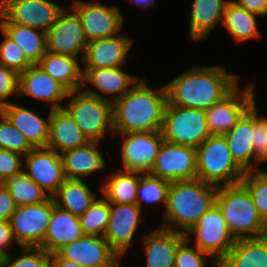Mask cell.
Returning <instances> with one entry per match:
<instances>
[{
    "label": "cell",
    "instance_id": "cell-1",
    "mask_svg": "<svg viewBox=\"0 0 267 267\" xmlns=\"http://www.w3.org/2000/svg\"><path fill=\"white\" fill-rule=\"evenodd\" d=\"M224 66H190L164 84L169 104L206 110L226 96L239 82V75Z\"/></svg>",
    "mask_w": 267,
    "mask_h": 267
},
{
    "label": "cell",
    "instance_id": "cell-2",
    "mask_svg": "<svg viewBox=\"0 0 267 267\" xmlns=\"http://www.w3.org/2000/svg\"><path fill=\"white\" fill-rule=\"evenodd\" d=\"M167 102L165 85L150 88L148 81L140 77L124 96L112 103L114 134L161 131Z\"/></svg>",
    "mask_w": 267,
    "mask_h": 267
},
{
    "label": "cell",
    "instance_id": "cell-3",
    "mask_svg": "<svg viewBox=\"0 0 267 267\" xmlns=\"http://www.w3.org/2000/svg\"><path fill=\"white\" fill-rule=\"evenodd\" d=\"M217 190L199 179L171 182L160 227L186 234L215 204Z\"/></svg>",
    "mask_w": 267,
    "mask_h": 267
},
{
    "label": "cell",
    "instance_id": "cell-4",
    "mask_svg": "<svg viewBox=\"0 0 267 267\" xmlns=\"http://www.w3.org/2000/svg\"><path fill=\"white\" fill-rule=\"evenodd\" d=\"M215 204L235 240L267 235V224L259 216L250 193L241 183L218 187Z\"/></svg>",
    "mask_w": 267,
    "mask_h": 267
},
{
    "label": "cell",
    "instance_id": "cell-5",
    "mask_svg": "<svg viewBox=\"0 0 267 267\" xmlns=\"http://www.w3.org/2000/svg\"><path fill=\"white\" fill-rule=\"evenodd\" d=\"M197 150V179L217 187L240 183L245 171L233 159L224 135H210Z\"/></svg>",
    "mask_w": 267,
    "mask_h": 267
},
{
    "label": "cell",
    "instance_id": "cell-6",
    "mask_svg": "<svg viewBox=\"0 0 267 267\" xmlns=\"http://www.w3.org/2000/svg\"><path fill=\"white\" fill-rule=\"evenodd\" d=\"M67 98L69 100L65 101L63 108L89 141L101 143L108 132L114 137L111 102L88 95L82 90L69 92Z\"/></svg>",
    "mask_w": 267,
    "mask_h": 267
},
{
    "label": "cell",
    "instance_id": "cell-7",
    "mask_svg": "<svg viewBox=\"0 0 267 267\" xmlns=\"http://www.w3.org/2000/svg\"><path fill=\"white\" fill-rule=\"evenodd\" d=\"M161 132L167 142L194 148L211 135L203 109L180 107L168 102Z\"/></svg>",
    "mask_w": 267,
    "mask_h": 267
},
{
    "label": "cell",
    "instance_id": "cell-8",
    "mask_svg": "<svg viewBox=\"0 0 267 267\" xmlns=\"http://www.w3.org/2000/svg\"><path fill=\"white\" fill-rule=\"evenodd\" d=\"M242 88L238 83L220 101L204 110L207 127L212 135H225L255 104L254 82L246 83Z\"/></svg>",
    "mask_w": 267,
    "mask_h": 267
},
{
    "label": "cell",
    "instance_id": "cell-9",
    "mask_svg": "<svg viewBox=\"0 0 267 267\" xmlns=\"http://www.w3.org/2000/svg\"><path fill=\"white\" fill-rule=\"evenodd\" d=\"M186 238L219 263L230 251L235 239L230 233L221 210L214 204L186 233Z\"/></svg>",
    "mask_w": 267,
    "mask_h": 267
},
{
    "label": "cell",
    "instance_id": "cell-10",
    "mask_svg": "<svg viewBox=\"0 0 267 267\" xmlns=\"http://www.w3.org/2000/svg\"><path fill=\"white\" fill-rule=\"evenodd\" d=\"M55 205L49 197L42 203L16 206L9 222L18 246L39 247L43 243Z\"/></svg>",
    "mask_w": 267,
    "mask_h": 267
},
{
    "label": "cell",
    "instance_id": "cell-11",
    "mask_svg": "<svg viewBox=\"0 0 267 267\" xmlns=\"http://www.w3.org/2000/svg\"><path fill=\"white\" fill-rule=\"evenodd\" d=\"M88 43L81 20L72 8L65 7L46 31L48 52L75 58L80 55L81 62Z\"/></svg>",
    "mask_w": 267,
    "mask_h": 267
},
{
    "label": "cell",
    "instance_id": "cell-12",
    "mask_svg": "<svg viewBox=\"0 0 267 267\" xmlns=\"http://www.w3.org/2000/svg\"><path fill=\"white\" fill-rule=\"evenodd\" d=\"M64 8L52 0H0V22L46 32Z\"/></svg>",
    "mask_w": 267,
    "mask_h": 267
},
{
    "label": "cell",
    "instance_id": "cell-13",
    "mask_svg": "<svg viewBox=\"0 0 267 267\" xmlns=\"http://www.w3.org/2000/svg\"><path fill=\"white\" fill-rule=\"evenodd\" d=\"M81 20L88 41L113 37L122 32L124 16L115 5L75 0L71 7Z\"/></svg>",
    "mask_w": 267,
    "mask_h": 267
},
{
    "label": "cell",
    "instance_id": "cell-14",
    "mask_svg": "<svg viewBox=\"0 0 267 267\" xmlns=\"http://www.w3.org/2000/svg\"><path fill=\"white\" fill-rule=\"evenodd\" d=\"M197 150L163 141L150 174L174 182L197 179Z\"/></svg>",
    "mask_w": 267,
    "mask_h": 267
},
{
    "label": "cell",
    "instance_id": "cell-15",
    "mask_svg": "<svg viewBox=\"0 0 267 267\" xmlns=\"http://www.w3.org/2000/svg\"><path fill=\"white\" fill-rule=\"evenodd\" d=\"M123 67L125 68V66L82 68L81 90L88 95L102 100L111 103L115 102L124 96L140 79L138 76L124 71ZM86 84L88 88L85 86Z\"/></svg>",
    "mask_w": 267,
    "mask_h": 267
},
{
    "label": "cell",
    "instance_id": "cell-16",
    "mask_svg": "<svg viewBox=\"0 0 267 267\" xmlns=\"http://www.w3.org/2000/svg\"><path fill=\"white\" fill-rule=\"evenodd\" d=\"M120 135L122 170L150 173L164 141L161 131L114 134Z\"/></svg>",
    "mask_w": 267,
    "mask_h": 267
},
{
    "label": "cell",
    "instance_id": "cell-17",
    "mask_svg": "<svg viewBox=\"0 0 267 267\" xmlns=\"http://www.w3.org/2000/svg\"><path fill=\"white\" fill-rule=\"evenodd\" d=\"M23 172L53 197L65 178L61 154L48 147L30 150L23 157Z\"/></svg>",
    "mask_w": 267,
    "mask_h": 267
},
{
    "label": "cell",
    "instance_id": "cell-18",
    "mask_svg": "<svg viewBox=\"0 0 267 267\" xmlns=\"http://www.w3.org/2000/svg\"><path fill=\"white\" fill-rule=\"evenodd\" d=\"M142 214L137 204L110 203L108 226L103 237L116 254L126 256L128 248L132 247L138 228L144 221Z\"/></svg>",
    "mask_w": 267,
    "mask_h": 267
},
{
    "label": "cell",
    "instance_id": "cell-19",
    "mask_svg": "<svg viewBox=\"0 0 267 267\" xmlns=\"http://www.w3.org/2000/svg\"><path fill=\"white\" fill-rule=\"evenodd\" d=\"M69 91L48 75L38 64L27 67L19 74L18 97L29 96L50 105V109L63 108Z\"/></svg>",
    "mask_w": 267,
    "mask_h": 267
},
{
    "label": "cell",
    "instance_id": "cell-20",
    "mask_svg": "<svg viewBox=\"0 0 267 267\" xmlns=\"http://www.w3.org/2000/svg\"><path fill=\"white\" fill-rule=\"evenodd\" d=\"M133 40L121 32L113 37L89 41L82 68L125 66Z\"/></svg>",
    "mask_w": 267,
    "mask_h": 267
},
{
    "label": "cell",
    "instance_id": "cell-21",
    "mask_svg": "<svg viewBox=\"0 0 267 267\" xmlns=\"http://www.w3.org/2000/svg\"><path fill=\"white\" fill-rule=\"evenodd\" d=\"M185 239V233H177L160 226L142 235L140 240L145 255V267H174L175 255Z\"/></svg>",
    "mask_w": 267,
    "mask_h": 267
},
{
    "label": "cell",
    "instance_id": "cell-22",
    "mask_svg": "<svg viewBox=\"0 0 267 267\" xmlns=\"http://www.w3.org/2000/svg\"><path fill=\"white\" fill-rule=\"evenodd\" d=\"M233 159L245 171L261 169V160L255 155L254 140V105L225 135Z\"/></svg>",
    "mask_w": 267,
    "mask_h": 267
},
{
    "label": "cell",
    "instance_id": "cell-23",
    "mask_svg": "<svg viewBox=\"0 0 267 267\" xmlns=\"http://www.w3.org/2000/svg\"><path fill=\"white\" fill-rule=\"evenodd\" d=\"M0 111L25 136L33 148L46 147L49 139L51 109L47 118H44L36 111L11 101V103L3 106Z\"/></svg>",
    "mask_w": 267,
    "mask_h": 267
},
{
    "label": "cell",
    "instance_id": "cell-24",
    "mask_svg": "<svg viewBox=\"0 0 267 267\" xmlns=\"http://www.w3.org/2000/svg\"><path fill=\"white\" fill-rule=\"evenodd\" d=\"M100 142H92L61 153L63 171L66 179L84 180L107 166Z\"/></svg>",
    "mask_w": 267,
    "mask_h": 267
},
{
    "label": "cell",
    "instance_id": "cell-25",
    "mask_svg": "<svg viewBox=\"0 0 267 267\" xmlns=\"http://www.w3.org/2000/svg\"><path fill=\"white\" fill-rule=\"evenodd\" d=\"M57 253L82 267H96L109 262L116 253L104 237L83 235L60 248Z\"/></svg>",
    "mask_w": 267,
    "mask_h": 267
},
{
    "label": "cell",
    "instance_id": "cell-26",
    "mask_svg": "<svg viewBox=\"0 0 267 267\" xmlns=\"http://www.w3.org/2000/svg\"><path fill=\"white\" fill-rule=\"evenodd\" d=\"M89 142L64 108L51 110L49 139L46 147L61 154Z\"/></svg>",
    "mask_w": 267,
    "mask_h": 267
},
{
    "label": "cell",
    "instance_id": "cell-27",
    "mask_svg": "<svg viewBox=\"0 0 267 267\" xmlns=\"http://www.w3.org/2000/svg\"><path fill=\"white\" fill-rule=\"evenodd\" d=\"M83 235L79 217L55 205L44 241L39 247L49 254L56 253L64 245L79 239Z\"/></svg>",
    "mask_w": 267,
    "mask_h": 267
},
{
    "label": "cell",
    "instance_id": "cell-28",
    "mask_svg": "<svg viewBox=\"0 0 267 267\" xmlns=\"http://www.w3.org/2000/svg\"><path fill=\"white\" fill-rule=\"evenodd\" d=\"M229 0H193L191 5L188 36L193 42L205 40L221 26L224 9ZM220 24V25H218Z\"/></svg>",
    "mask_w": 267,
    "mask_h": 267
},
{
    "label": "cell",
    "instance_id": "cell-29",
    "mask_svg": "<svg viewBox=\"0 0 267 267\" xmlns=\"http://www.w3.org/2000/svg\"><path fill=\"white\" fill-rule=\"evenodd\" d=\"M79 58L46 51L38 65L69 92L81 90L82 62Z\"/></svg>",
    "mask_w": 267,
    "mask_h": 267
},
{
    "label": "cell",
    "instance_id": "cell-30",
    "mask_svg": "<svg viewBox=\"0 0 267 267\" xmlns=\"http://www.w3.org/2000/svg\"><path fill=\"white\" fill-rule=\"evenodd\" d=\"M218 267H267V235L236 240Z\"/></svg>",
    "mask_w": 267,
    "mask_h": 267
},
{
    "label": "cell",
    "instance_id": "cell-31",
    "mask_svg": "<svg viewBox=\"0 0 267 267\" xmlns=\"http://www.w3.org/2000/svg\"><path fill=\"white\" fill-rule=\"evenodd\" d=\"M106 174L103 184L99 185L101 196L109 203L136 204L141 172L116 169Z\"/></svg>",
    "mask_w": 267,
    "mask_h": 267
},
{
    "label": "cell",
    "instance_id": "cell-32",
    "mask_svg": "<svg viewBox=\"0 0 267 267\" xmlns=\"http://www.w3.org/2000/svg\"><path fill=\"white\" fill-rule=\"evenodd\" d=\"M258 17L229 0L224 9L221 27H225L233 40L239 44L253 39H261L262 35L257 23Z\"/></svg>",
    "mask_w": 267,
    "mask_h": 267
},
{
    "label": "cell",
    "instance_id": "cell-33",
    "mask_svg": "<svg viewBox=\"0 0 267 267\" xmlns=\"http://www.w3.org/2000/svg\"><path fill=\"white\" fill-rule=\"evenodd\" d=\"M97 197L88 183L77 179H65L53 196L59 208L77 217H81Z\"/></svg>",
    "mask_w": 267,
    "mask_h": 267
},
{
    "label": "cell",
    "instance_id": "cell-34",
    "mask_svg": "<svg viewBox=\"0 0 267 267\" xmlns=\"http://www.w3.org/2000/svg\"><path fill=\"white\" fill-rule=\"evenodd\" d=\"M0 29L21 47L33 65L38 64L47 51L46 32L12 22H0Z\"/></svg>",
    "mask_w": 267,
    "mask_h": 267
},
{
    "label": "cell",
    "instance_id": "cell-35",
    "mask_svg": "<svg viewBox=\"0 0 267 267\" xmlns=\"http://www.w3.org/2000/svg\"><path fill=\"white\" fill-rule=\"evenodd\" d=\"M3 186L9 191L16 206L42 203L50 197L23 171L7 177Z\"/></svg>",
    "mask_w": 267,
    "mask_h": 267
},
{
    "label": "cell",
    "instance_id": "cell-36",
    "mask_svg": "<svg viewBox=\"0 0 267 267\" xmlns=\"http://www.w3.org/2000/svg\"><path fill=\"white\" fill-rule=\"evenodd\" d=\"M169 181L160 179L150 173H141L140 183L137 189L136 204L142 209L143 203L153 204L157 209L163 204L164 209L167 205Z\"/></svg>",
    "mask_w": 267,
    "mask_h": 267
},
{
    "label": "cell",
    "instance_id": "cell-37",
    "mask_svg": "<svg viewBox=\"0 0 267 267\" xmlns=\"http://www.w3.org/2000/svg\"><path fill=\"white\" fill-rule=\"evenodd\" d=\"M110 203L102 196L97 197L79 217L84 235L103 237L108 226Z\"/></svg>",
    "mask_w": 267,
    "mask_h": 267
},
{
    "label": "cell",
    "instance_id": "cell-38",
    "mask_svg": "<svg viewBox=\"0 0 267 267\" xmlns=\"http://www.w3.org/2000/svg\"><path fill=\"white\" fill-rule=\"evenodd\" d=\"M240 183L250 193L259 216L267 224V174L262 168L247 171Z\"/></svg>",
    "mask_w": 267,
    "mask_h": 267
},
{
    "label": "cell",
    "instance_id": "cell-39",
    "mask_svg": "<svg viewBox=\"0 0 267 267\" xmlns=\"http://www.w3.org/2000/svg\"><path fill=\"white\" fill-rule=\"evenodd\" d=\"M20 257H2V267H50V254L41 247L21 246Z\"/></svg>",
    "mask_w": 267,
    "mask_h": 267
},
{
    "label": "cell",
    "instance_id": "cell-40",
    "mask_svg": "<svg viewBox=\"0 0 267 267\" xmlns=\"http://www.w3.org/2000/svg\"><path fill=\"white\" fill-rule=\"evenodd\" d=\"M0 149L13 151L25 156L33 147L23 134L0 111Z\"/></svg>",
    "mask_w": 267,
    "mask_h": 267
},
{
    "label": "cell",
    "instance_id": "cell-41",
    "mask_svg": "<svg viewBox=\"0 0 267 267\" xmlns=\"http://www.w3.org/2000/svg\"><path fill=\"white\" fill-rule=\"evenodd\" d=\"M192 242L186 238L181 243L175 255L174 267H207V262L212 267H218L217 261L195 245H190Z\"/></svg>",
    "mask_w": 267,
    "mask_h": 267
},
{
    "label": "cell",
    "instance_id": "cell-42",
    "mask_svg": "<svg viewBox=\"0 0 267 267\" xmlns=\"http://www.w3.org/2000/svg\"><path fill=\"white\" fill-rule=\"evenodd\" d=\"M0 31L4 36L0 43V64L20 74L33 64L26 58L21 47L14 43L1 29Z\"/></svg>",
    "mask_w": 267,
    "mask_h": 267
},
{
    "label": "cell",
    "instance_id": "cell-43",
    "mask_svg": "<svg viewBox=\"0 0 267 267\" xmlns=\"http://www.w3.org/2000/svg\"><path fill=\"white\" fill-rule=\"evenodd\" d=\"M254 104V140L253 149L255 155L261 160V164L267 161V115H260L257 105Z\"/></svg>",
    "mask_w": 267,
    "mask_h": 267
},
{
    "label": "cell",
    "instance_id": "cell-44",
    "mask_svg": "<svg viewBox=\"0 0 267 267\" xmlns=\"http://www.w3.org/2000/svg\"><path fill=\"white\" fill-rule=\"evenodd\" d=\"M18 82L19 74L0 64V109L11 103V97H18Z\"/></svg>",
    "mask_w": 267,
    "mask_h": 267
},
{
    "label": "cell",
    "instance_id": "cell-45",
    "mask_svg": "<svg viewBox=\"0 0 267 267\" xmlns=\"http://www.w3.org/2000/svg\"><path fill=\"white\" fill-rule=\"evenodd\" d=\"M23 157L19 153L0 149V177L5 180L20 174L23 171Z\"/></svg>",
    "mask_w": 267,
    "mask_h": 267
},
{
    "label": "cell",
    "instance_id": "cell-46",
    "mask_svg": "<svg viewBox=\"0 0 267 267\" xmlns=\"http://www.w3.org/2000/svg\"><path fill=\"white\" fill-rule=\"evenodd\" d=\"M18 245L14 239L13 232L9 221L0 220V254L2 256L9 255V248L13 249L12 245Z\"/></svg>",
    "mask_w": 267,
    "mask_h": 267
},
{
    "label": "cell",
    "instance_id": "cell-47",
    "mask_svg": "<svg viewBox=\"0 0 267 267\" xmlns=\"http://www.w3.org/2000/svg\"><path fill=\"white\" fill-rule=\"evenodd\" d=\"M16 205L9 191L3 186L0 188V220L9 221Z\"/></svg>",
    "mask_w": 267,
    "mask_h": 267
},
{
    "label": "cell",
    "instance_id": "cell-48",
    "mask_svg": "<svg viewBox=\"0 0 267 267\" xmlns=\"http://www.w3.org/2000/svg\"><path fill=\"white\" fill-rule=\"evenodd\" d=\"M259 17H267V0H231Z\"/></svg>",
    "mask_w": 267,
    "mask_h": 267
},
{
    "label": "cell",
    "instance_id": "cell-49",
    "mask_svg": "<svg viewBox=\"0 0 267 267\" xmlns=\"http://www.w3.org/2000/svg\"><path fill=\"white\" fill-rule=\"evenodd\" d=\"M50 267H82L73 261L62 258L57 252L50 254Z\"/></svg>",
    "mask_w": 267,
    "mask_h": 267
},
{
    "label": "cell",
    "instance_id": "cell-50",
    "mask_svg": "<svg viewBox=\"0 0 267 267\" xmlns=\"http://www.w3.org/2000/svg\"><path fill=\"white\" fill-rule=\"evenodd\" d=\"M129 1L131 4H135V6L140 7L139 9H149V8H153L155 2L157 0H127Z\"/></svg>",
    "mask_w": 267,
    "mask_h": 267
},
{
    "label": "cell",
    "instance_id": "cell-51",
    "mask_svg": "<svg viewBox=\"0 0 267 267\" xmlns=\"http://www.w3.org/2000/svg\"><path fill=\"white\" fill-rule=\"evenodd\" d=\"M123 257L125 256L116 254L109 262L96 267H120V263H122L121 259H123Z\"/></svg>",
    "mask_w": 267,
    "mask_h": 267
},
{
    "label": "cell",
    "instance_id": "cell-52",
    "mask_svg": "<svg viewBox=\"0 0 267 267\" xmlns=\"http://www.w3.org/2000/svg\"><path fill=\"white\" fill-rule=\"evenodd\" d=\"M3 179L0 177V188H2L3 187Z\"/></svg>",
    "mask_w": 267,
    "mask_h": 267
},
{
    "label": "cell",
    "instance_id": "cell-53",
    "mask_svg": "<svg viewBox=\"0 0 267 267\" xmlns=\"http://www.w3.org/2000/svg\"><path fill=\"white\" fill-rule=\"evenodd\" d=\"M2 255L0 254V267H2Z\"/></svg>",
    "mask_w": 267,
    "mask_h": 267
},
{
    "label": "cell",
    "instance_id": "cell-54",
    "mask_svg": "<svg viewBox=\"0 0 267 267\" xmlns=\"http://www.w3.org/2000/svg\"><path fill=\"white\" fill-rule=\"evenodd\" d=\"M265 163H267V161ZM263 171L267 174V170L265 168L263 169Z\"/></svg>",
    "mask_w": 267,
    "mask_h": 267
}]
</instances>
